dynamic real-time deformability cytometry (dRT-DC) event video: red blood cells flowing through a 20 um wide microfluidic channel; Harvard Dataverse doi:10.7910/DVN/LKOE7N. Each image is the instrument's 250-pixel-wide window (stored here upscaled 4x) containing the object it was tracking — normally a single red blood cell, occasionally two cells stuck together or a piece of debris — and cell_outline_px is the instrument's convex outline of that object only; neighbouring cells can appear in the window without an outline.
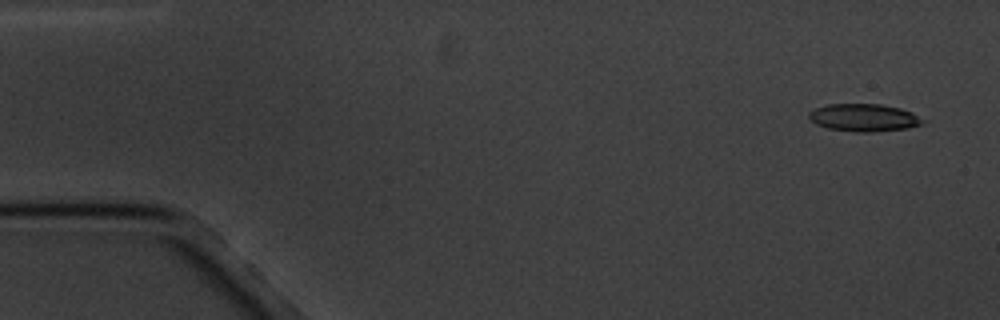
{"species": "common noctule bat (a hibernating species)", "species_latin": "Nyctalus noctula", "temperature_condition": "cold", "stored_images_in_passage": 6, "segment_of_instrument_passage": [1, 2], "camera_frame_rate_fps": 3000, "um_per_image_px": 0.085, "animal": {"sex": "male", "body_mass_g": 20.1, "forearm_length_mm": 53.5}, "frame": {"image": 1, "passage_image": 1, "time_ms": 0.0, "image_size_px": [1000, 320], "cell_outline_px": [[928, 120], [924, 124], [908, 128], [872, 132], [856, 132], [828, 128], [816, 124], [808, 116], [808, 112], [816, 108], [828, 104], [880, 104], [900, 108], [912, 112]], "centroid_in_image_um": [73.49, 10.0], "position_along_channel_um": 11.5, "area_um2": 18.44}}
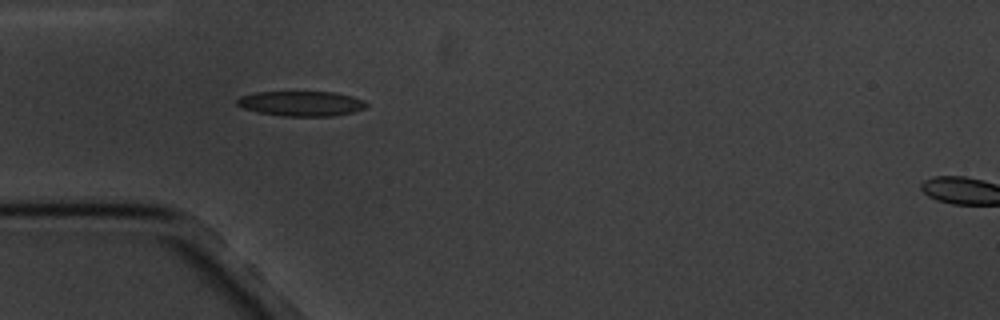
{"frame": {"image": 2, "passage_image": 5, "time_ms": 4.667, "image_size_px": [1000, 320], "cell_outline_px": [[368, 104], [364, 108], [352, 112], [332, 116], [284, 116], [260, 112], [244, 108], [236, 104], [236, 100], [240, 96], [256, 92], [336, 92], [352, 96], [364, 100]], "centroid_in_image_um": [25.62, 8.79], "position_along_channel_um": 59.4, "area_um2": 18.73}}